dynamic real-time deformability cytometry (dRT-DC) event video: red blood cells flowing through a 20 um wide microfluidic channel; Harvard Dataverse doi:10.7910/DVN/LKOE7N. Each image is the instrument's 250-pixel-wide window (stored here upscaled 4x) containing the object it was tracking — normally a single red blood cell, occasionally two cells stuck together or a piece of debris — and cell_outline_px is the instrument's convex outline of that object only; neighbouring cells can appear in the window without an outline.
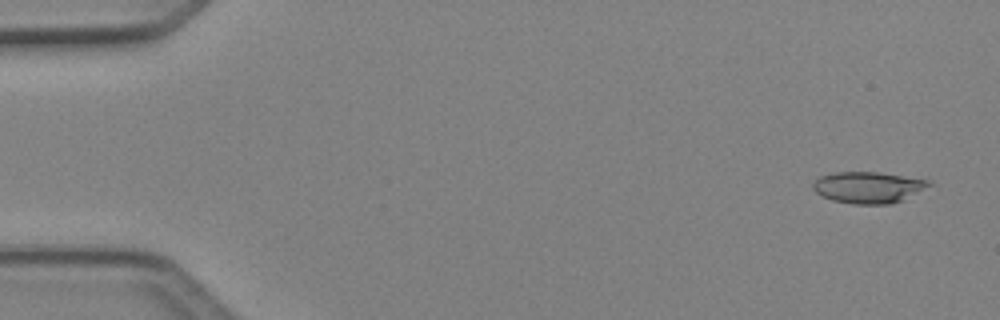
{"species": "Egyptian fruit bat (a non-hibernating species)", "species_latin": "Rousettus aegyptiacus", "temperature_condition": "cold", "stored_images_in_passage": 4, "camera_frame_rate_fps": 3000, "um_per_image_px": 0.085, "animal": {"sex": "female"}, "frame": {"image": 1, "passage_image": 1, "time_ms": 0.0, "image_size_px": [1000, 320], "cell_outline_px": [[932, 184], [904, 200], [888, 204], [856, 204], [832, 200], [816, 192], [812, 188], [812, 184], [820, 176], [836, 172], [880, 172], [932, 180]], "centroid_in_image_um": [73.83, 15.92], "position_along_channel_um": 11.2, "area_um2": 21.21}}
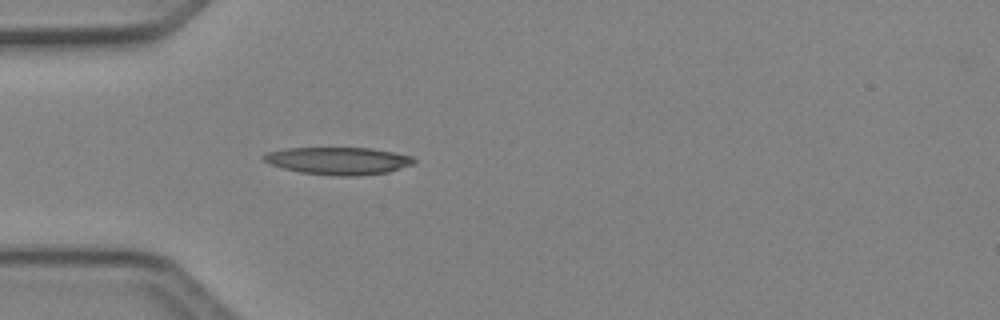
{"frame": {"image": 2, "passage_image": 4, "time_ms": 1.0, "image_size_px": [1000, 320], "cell_outline_px": [[416, 164], [388, 172], [356, 176], [340, 176], [300, 172], [284, 168], [272, 164], [264, 160], [260, 156], [268, 152], [284, 148], [372, 148], [412, 156], [416, 160]], "centroid_in_image_um": [28.8, 13.66], "position_along_channel_um": 56.2, "area_um2": 23.99}}